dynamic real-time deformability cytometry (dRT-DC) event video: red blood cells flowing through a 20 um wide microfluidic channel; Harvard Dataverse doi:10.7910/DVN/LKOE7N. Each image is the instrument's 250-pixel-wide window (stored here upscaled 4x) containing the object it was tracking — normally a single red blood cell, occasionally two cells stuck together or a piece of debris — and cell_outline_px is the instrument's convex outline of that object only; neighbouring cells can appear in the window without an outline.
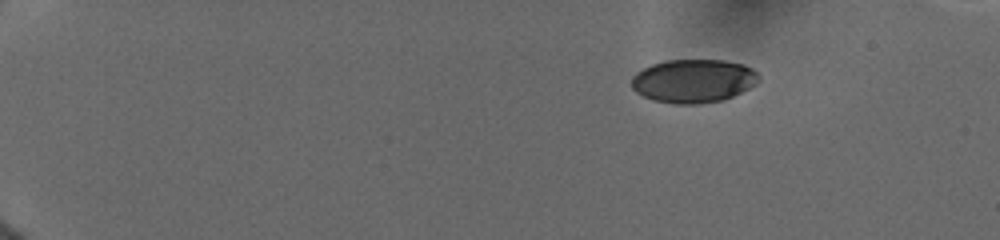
{"species": "human", "species_latin": "Homo sapiens", "temperature_condition": "cold", "stored_images_in_passage": 34, "camera_frame_rate_fps": 3000, "um_per_image_px": 0.085, "donor": {"sex": "female"}, "frame": {"image": 1, "passage_image": 1, "time_ms": 0.0, "image_size_px": [1000, 240], "cell_outline_px": [[756, 84], [724, 100], [700, 104], [676, 104], [652, 100], [636, 92], [632, 88], [632, 76], [636, 72], [652, 64], [664, 60], [724, 60], [744, 64], [752, 68], [756, 72]], "centroid_in_image_um": [58.91, 6.88], "position_along_channel_um": 26.1, "area_um2": 32.19}}
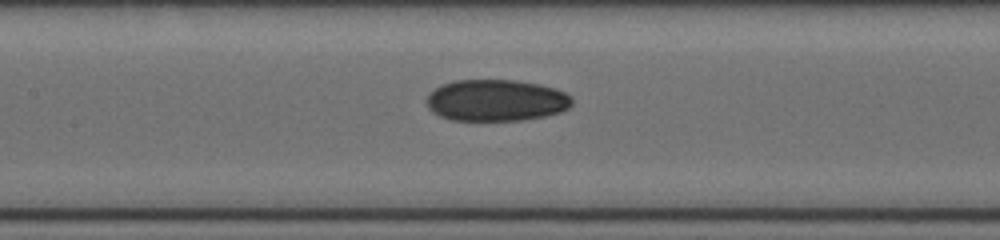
{"frame": {"image": 2, "passage_image": 18, "time_ms": 6.667, "image_size_px": [1000, 240], "cell_outline_px": [[572, 104], [568, 108], [560, 112], [544, 116], [520, 120], [452, 120], [440, 116], [432, 112], [428, 108], [428, 96], [440, 84], [456, 80], [516, 80], [540, 84], [556, 88], [572, 96]], "centroid_in_image_um": [42.2, 8.52], "position_along_channel_um": 165.2, "area_um2": 35.26}}
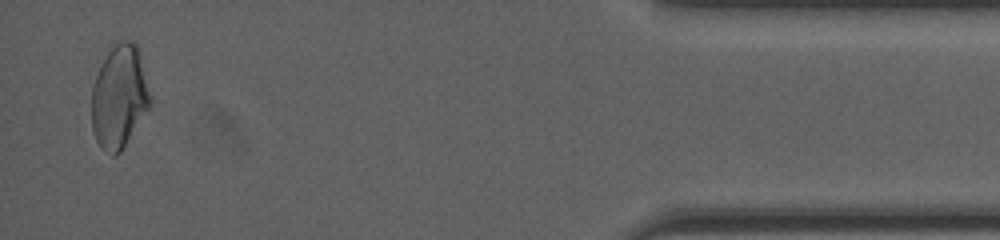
{"frame": {"image": 3, "passage_image": 33, "time_ms": 14.667, "image_size_px": [1000, 240], "cell_outline_px": [[152, 104], [120, 152], [116, 156], [112, 156], [104, 152], [100, 148], [92, 132], [92, 84], [108, 44], [120, 40], [132, 40], [140, 48], [152, 100]], "centroid_in_image_um": [10.14, 8.16], "position_along_channel_um": 425.1, "area_um2": 36.41}, "authors_computed_cell_mechanics": {"area_um2": 34.5066, "velocity_mm_per_s": 3.987, "shape_relaxation_time_tau1_ms": null, "shape_relaxation_time_tau2_ms": 5.7635, "deformation_change_tau1": null, "deformation_change_tau2": 0.098}}